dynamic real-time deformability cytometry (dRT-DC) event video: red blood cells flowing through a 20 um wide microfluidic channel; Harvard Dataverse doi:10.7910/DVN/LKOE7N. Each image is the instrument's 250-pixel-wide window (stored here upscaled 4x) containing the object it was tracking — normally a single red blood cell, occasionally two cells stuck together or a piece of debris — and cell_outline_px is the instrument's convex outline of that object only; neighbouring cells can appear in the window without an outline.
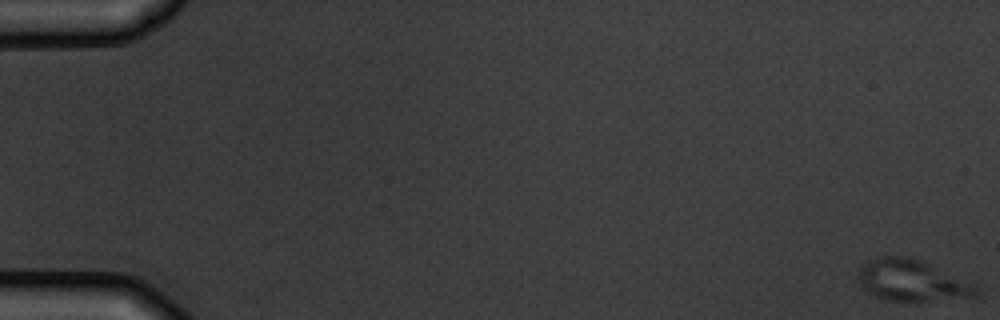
{"species": "common noctule bat (a hibernating species)", "species_latin": "Nyctalus noctula", "temperature_condition": "warm", "stored_images_in_passage": 7, "camera_frame_rate_fps": 3000, "um_per_image_px": 0.085, "animal": {"sex": "male", "body_mass_g": 19.5, "forearm_length_mm": 54.6}, "frame": {"image": 1, "passage_image": 1, "time_ms": 0.0, "image_size_px": [1000, 320], "cell_outline_px": [[980, 296], [972, 300], [916, 304], [908, 304], [884, 300], [868, 292], [856, 280], [860, 264], [864, 260], [876, 256], [904, 256], [920, 260], [980, 280]], "centroid_in_image_um": [77.76, 23.91], "position_along_channel_um": 7.2, "area_um2": 31.91}}
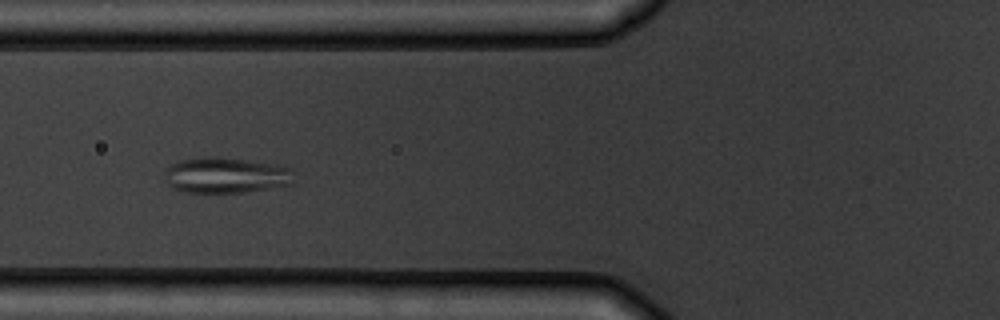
{"frame": {"image": 2, "passage_image": 7, "time_ms": 7.0, "image_size_px": [1000, 320], "cell_outline_px": [[292, 184], [244, 192], [188, 192], [172, 188], [168, 184], [164, 168], [176, 160], [216, 156], [276, 164], [292, 168]], "centroid_in_image_um": [19.17, 14.88], "position_along_channel_um": 106.6, "area_um2": 26.88}}